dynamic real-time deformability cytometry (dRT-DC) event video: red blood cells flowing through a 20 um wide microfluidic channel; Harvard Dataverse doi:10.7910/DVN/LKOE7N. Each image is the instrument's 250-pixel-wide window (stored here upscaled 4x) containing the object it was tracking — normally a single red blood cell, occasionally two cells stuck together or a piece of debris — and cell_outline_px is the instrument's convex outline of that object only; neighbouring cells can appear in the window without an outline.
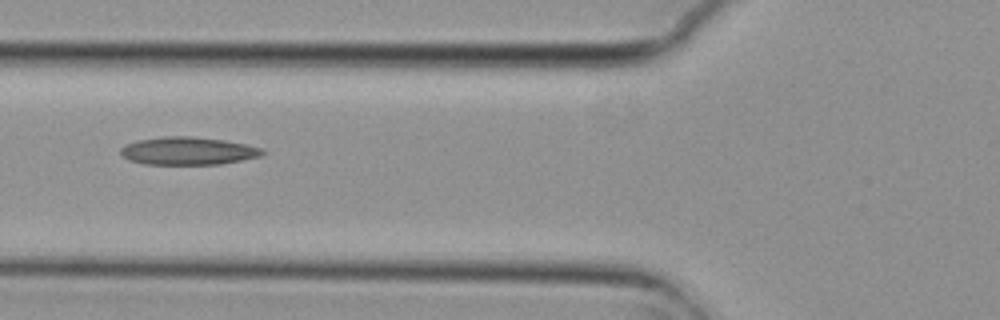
{"species": "common noctule bat (a hibernating species)", "species_latin": "Nyctalus noctula", "temperature_condition": "cold", "stored_images_in_passage": 8, "camera_frame_rate_fps": 3000, "um_per_image_px": 0.085, "animal": {"sex": "female", "body_mass_g": 29.2, "forearm_length_mm": 56.3}, "frame": {"image": 1, "passage_image": 7, "time_ms": 2.0, "image_size_px": [1000, 320], "cell_outline_px": [[264, 152], [260, 156], [220, 164], [144, 164], [128, 160], [120, 152], [120, 148], [124, 144], [136, 140], [164, 136], [192, 136], [224, 140], [244, 144], [260, 148]], "centroid_in_image_um": [15.9, 12.82], "position_along_channel_um": 109.9, "area_um2": 22.89}}
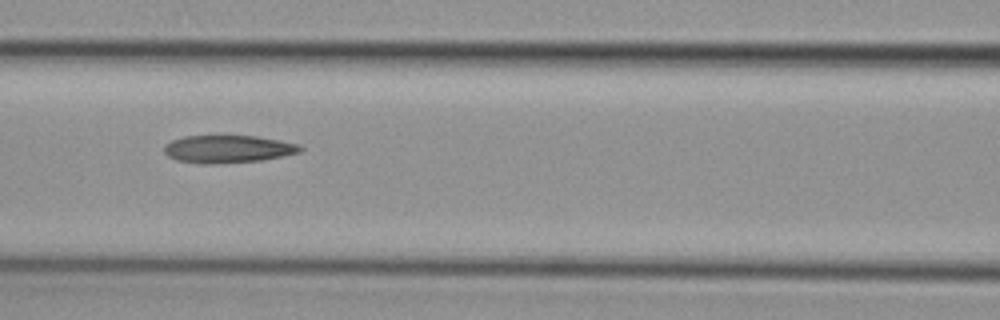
{"frame": {"image": 2, "passage_image": 8, "time_ms": 2.333, "image_size_px": [1000, 320], "cell_outline_px": [[304, 148], [300, 152], [260, 160], [204, 164], [200, 164], [176, 160], [168, 156], [164, 152], [164, 144], [172, 140], [184, 136], [224, 132], [256, 136], [280, 140], [300, 144]], "centroid_in_image_um": [19.33, 12.6], "position_along_channel_um": 147.3, "area_um2": 22.83}}